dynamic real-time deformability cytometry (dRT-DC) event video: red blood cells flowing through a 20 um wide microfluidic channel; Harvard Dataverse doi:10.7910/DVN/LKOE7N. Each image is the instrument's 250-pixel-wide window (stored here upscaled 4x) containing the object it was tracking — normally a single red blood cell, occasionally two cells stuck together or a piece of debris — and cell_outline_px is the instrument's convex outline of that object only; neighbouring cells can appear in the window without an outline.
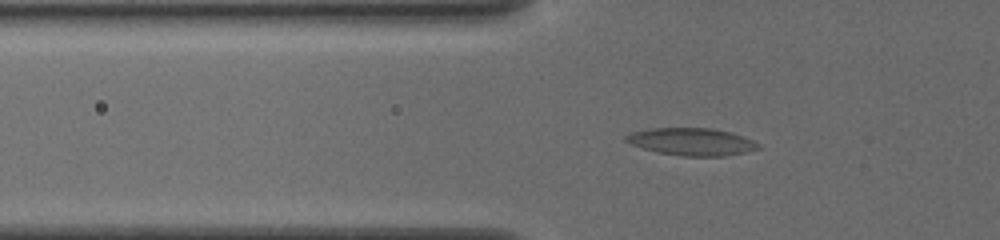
{"species": "common noctule bat (a hibernating species)", "species_latin": "Nyctalus noctula", "temperature_condition": "cold", "stored_images_in_passage": 38, "segment_of_instrument_passage": [1, 2], "camera_frame_rate_fps": 3000, "um_per_image_px": 0.085, "animal": {"sex": "female", "body_mass_g": 19.5, "forearm_length_mm": 54.1}, "frame": {"image": 1, "passage_image": 2, "time_ms": 0.333, "image_size_px": [1000, 240], "cell_outline_px": [[760, 148], [744, 152], [724, 156], [684, 156], [656, 152], [632, 144], [624, 140], [624, 136], [632, 132], [652, 128], [712, 128], [728, 132], [752, 140], [760, 144]], "centroid_in_image_um": [58.76, 12.05], "position_along_channel_um": 67.0, "area_um2": 20.87}}
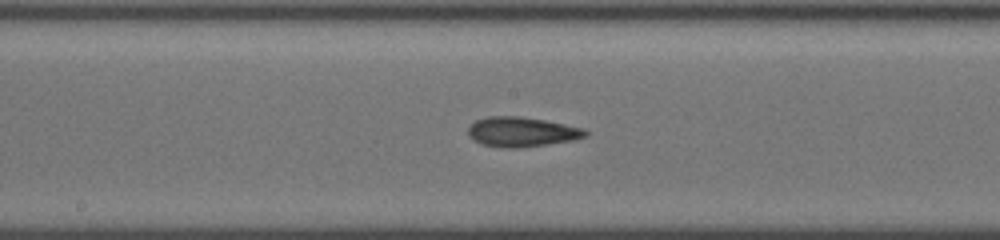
{"frame": {"image": 2, "passage_image": 13, "time_ms": 4.0, "image_size_px": [1000, 240], "cell_outline_px": [[588, 132], [584, 136], [572, 140], [524, 148], [500, 148], [480, 144], [468, 132], [468, 128], [476, 120], [488, 116], [516, 116], [544, 120], [580, 128]], "centroid_in_image_um": [44.3, 11.22], "position_along_channel_um": 203.9, "area_um2": 20.0}}
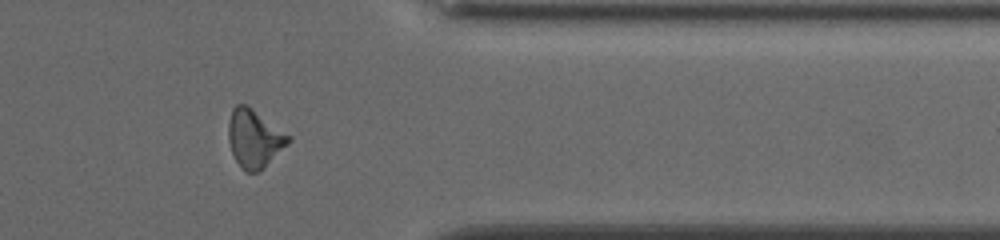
{"frame": {"image": 3, "passage_image": 28, "time_ms": 9.0, "image_size_px": [1000, 240], "cell_outline_px": [[292, 140], [264, 168], [256, 172], [244, 172], [236, 160], [232, 152], [228, 140], [228, 124], [232, 108], [236, 104], [248, 104], [292, 136]], "centroid_in_image_um": [21.64, 11.75], "position_along_channel_um": 389.8, "area_um2": 20.63}}